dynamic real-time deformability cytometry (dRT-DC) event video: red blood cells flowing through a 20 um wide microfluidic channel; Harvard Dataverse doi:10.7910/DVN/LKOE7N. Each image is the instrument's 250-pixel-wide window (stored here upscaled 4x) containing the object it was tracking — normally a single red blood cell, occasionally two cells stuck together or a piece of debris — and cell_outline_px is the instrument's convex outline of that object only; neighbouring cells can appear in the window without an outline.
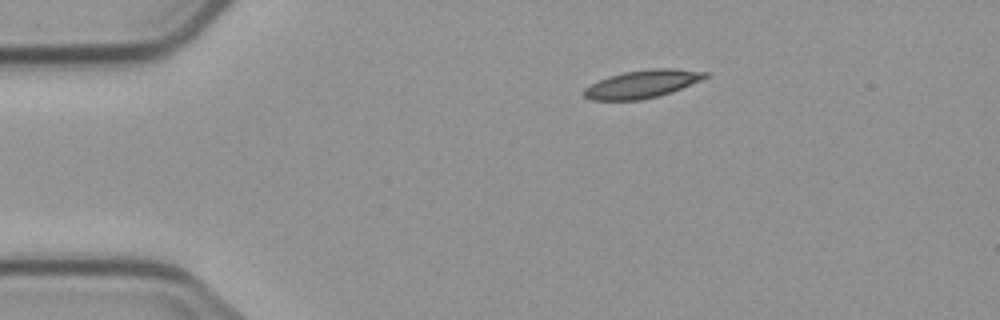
{"species": "common noctule bat (a hibernating species)", "species_latin": "Nyctalus noctula", "temperature_condition": "cold", "stored_images_in_passage": 4, "camera_frame_rate_fps": 3000, "um_per_image_px": 0.085, "animal": {"sex": "male", "body_mass_g": 23.1, "forearm_length_mm": 52.7}, "frame": {"image": 1, "passage_image": 1, "time_ms": 0.0, "image_size_px": [1000, 320], "cell_outline_px": [[708, 76], [700, 80], [672, 92], [660, 96], [640, 100], [592, 100], [584, 96], [580, 92], [584, 88], [608, 76], [624, 72], [648, 68], [676, 68], [708, 72]], "centroid_in_image_um": [54.58, 7.14], "position_along_channel_um": 30.4, "area_um2": 19.83}}
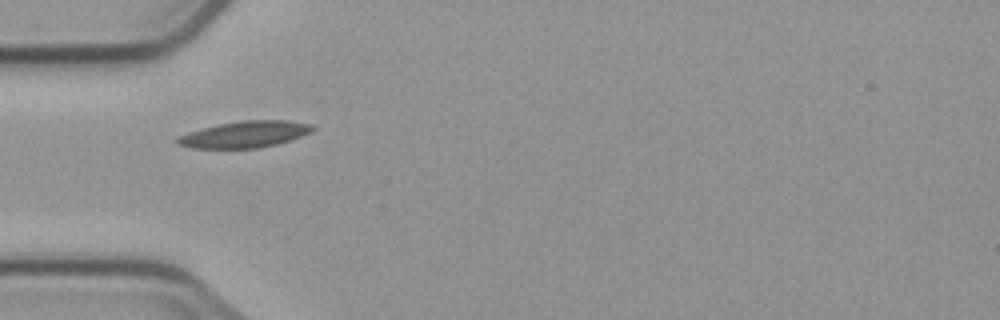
{"frame": {"image": 2, "passage_image": 3, "time_ms": 2.333, "image_size_px": [1000, 320], "cell_outline_px": [[316, 128], [312, 132], [276, 144], [260, 148], [192, 148], [176, 144], [176, 136], [188, 132], [220, 124], [244, 120], [288, 120], [312, 124]], "centroid_in_image_um": [20.81, 11.42], "position_along_channel_um": 64.2, "area_um2": 20.81}}
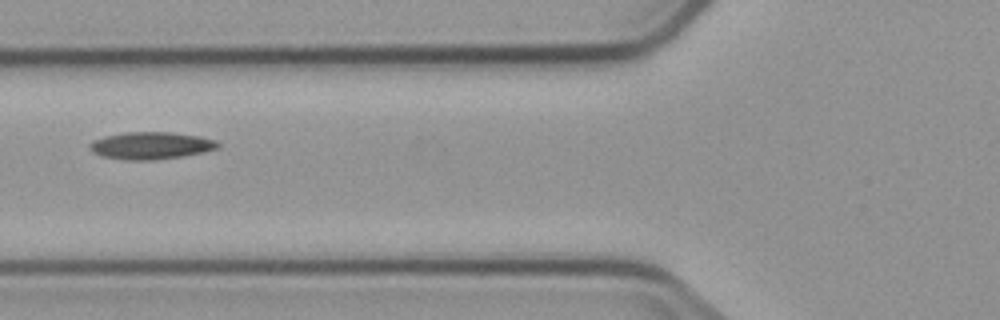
{"frame": {"image": 3, "passage_image": 4, "time_ms": 3.667, "image_size_px": [1000, 320], "cell_outline_px": [[220, 148], [204, 152], [184, 156], [156, 160], [124, 160], [100, 156], [92, 152], [88, 148], [88, 144], [92, 140], [104, 136], [124, 132], [172, 132], [200, 136], [216, 140], [220, 144]], "centroid_in_image_um": [12.81, 12.38], "position_along_channel_um": 113.0, "area_um2": 20.81}}